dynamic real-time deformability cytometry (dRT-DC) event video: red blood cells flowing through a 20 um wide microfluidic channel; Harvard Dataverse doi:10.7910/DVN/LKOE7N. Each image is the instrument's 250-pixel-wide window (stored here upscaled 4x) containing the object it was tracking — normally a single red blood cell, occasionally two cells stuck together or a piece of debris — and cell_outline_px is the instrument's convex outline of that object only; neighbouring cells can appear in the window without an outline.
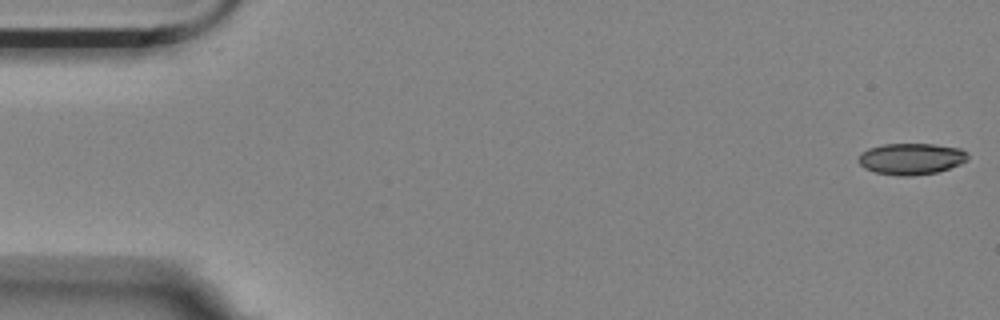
{"species": "Egyptian fruit bat (a non-hibernating species)", "species_latin": "Rousettus aegyptiacus", "temperature_condition": "room temperature", "stored_images_in_passage": 7, "camera_frame_rate_fps": 3000, "um_per_image_px": 0.085, "animal": {"sex": "female"}, "frame": {"image": 1, "passage_image": 1, "time_ms": 0.0, "image_size_px": [1000, 320], "cell_outline_px": [[968, 160], [960, 164], [936, 172], [912, 176], [896, 176], [876, 172], [864, 168], [860, 164], [860, 152], [868, 148], [884, 144], [936, 144], [960, 148], [968, 152]], "centroid_in_image_um": [77.47, 13.49], "position_along_channel_um": 7.5, "area_um2": 20.06}}
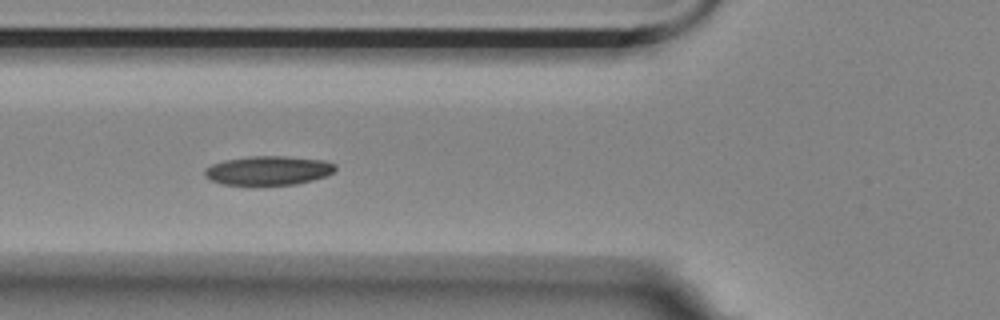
{"frame": {"image": 2, "passage_image": 6, "time_ms": 1.667, "image_size_px": [1000, 320], "cell_outline_px": [[336, 168], [332, 172], [324, 176], [312, 180], [296, 184], [220, 184], [204, 176], [204, 168], [212, 164], [224, 160], [248, 156], [284, 156], [324, 160], [336, 164]], "centroid_in_image_um": [22.78, 14.47], "position_along_channel_um": 103.0, "area_um2": 21.96}}
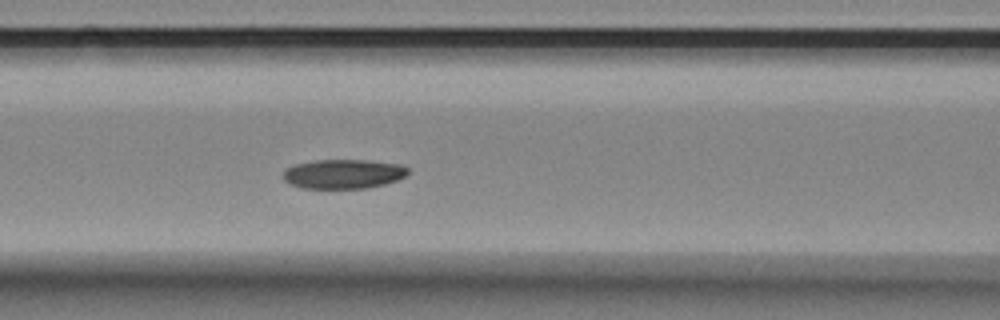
{"frame": {"image": 3, "passage_image": 7, "time_ms": 2.0, "image_size_px": [1000, 320], "cell_outline_px": [[408, 172], [404, 176], [396, 180], [384, 184], [368, 188], [300, 188], [284, 180], [284, 168], [296, 164], [316, 160], [364, 160], [400, 164], [408, 168]], "centroid_in_image_um": [29.17, 14.78], "position_along_channel_um": 137.4, "area_um2": 21.21}}